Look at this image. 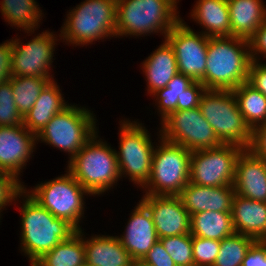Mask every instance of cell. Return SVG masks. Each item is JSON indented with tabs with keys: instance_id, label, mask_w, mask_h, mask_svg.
I'll list each match as a JSON object with an SVG mask.
<instances>
[{
	"instance_id": "cell-35",
	"label": "cell",
	"mask_w": 266,
	"mask_h": 266,
	"mask_svg": "<svg viewBox=\"0 0 266 266\" xmlns=\"http://www.w3.org/2000/svg\"><path fill=\"white\" fill-rule=\"evenodd\" d=\"M221 241L192 236L194 266H213Z\"/></svg>"
},
{
	"instance_id": "cell-30",
	"label": "cell",
	"mask_w": 266,
	"mask_h": 266,
	"mask_svg": "<svg viewBox=\"0 0 266 266\" xmlns=\"http://www.w3.org/2000/svg\"><path fill=\"white\" fill-rule=\"evenodd\" d=\"M9 81L12 84L17 110L24 117L50 80L40 77L11 76Z\"/></svg>"
},
{
	"instance_id": "cell-29",
	"label": "cell",
	"mask_w": 266,
	"mask_h": 266,
	"mask_svg": "<svg viewBox=\"0 0 266 266\" xmlns=\"http://www.w3.org/2000/svg\"><path fill=\"white\" fill-rule=\"evenodd\" d=\"M36 3L35 0H2L1 12L11 26L22 28L27 33L34 32L42 18V11Z\"/></svg>"
},
{
	"instance_id": "cell-9",
	"label": "cell",
	"mask_w": 266,
	"mask_h": 266,
	"mask_svg": "<svg viewBox=\"0 0 266 266\" xmlns=\"http://www.w3.org/2000/svg\"><path fill=\"white\" fill-rule=\"evenodd\" d=\"M31 190L30 196L57 218L64 219L80 230L84 214V193H90L68 171L65 176L41 183Z\"/></svg>"
},
{
	"instance_id": "cell-25",
	"label": "cell",
	"mask_w": 266,
	"mask_h": 266,
	"mask_svg": "<svg viewBox=\"0 0 266 266\" xmlns=\"http://www.w3.org/2000/svg\"><path fill=\"white\" fill-rule=\"evenodd\" d=\"M191 17L203 25L207 37H230L231 24L227 0H198Z\"/></svg>"
},
{
	"instance_id": "cell-3",
	"label": "cell",
	"mask_w": 266,
	"mask_h": 266,
	"mask_svg": "<svg viewBox=\"0 0 266 266\" xmlns=\"http://www.w3.org/2000/svg\"><path fill=\"white\" fill-rule=\"evenodd\" d=\"M177 0H117L115 36L167 33L181 20Z\"/></svg>"
},
{
	"instance_id": "cell-2",
	"label": "cell",
	"mask_w": 266,
	"mask_h": 266,
	"mask_svg": "<svg viewBox=\"0 0 266 266\" xmlns=\"http://www.w3.org/2000/svg\"><path fill=\"white\" fill-rule=\"evenodd\" d=\"M26 196L21 206V247L32 266L58 243L68 240L77 229L68 221L52 215L28 193Z\"/></svg>"
},
{
	"instance_id": "cell-1",
	"label": "cell",
	"mask_w": 266,
	"mask_h": 266,
	"mask_svg": "<svg viewBox=\"0 0 266 266\" xmlns=\"http://www.w3.org/2000/svg\"><path fill=\"white\" fill-rule=\"evenodd\" d=\"M251 61L248 40L234 36L210 37L201 83L206 90H234L248 81Z\"/></svg>"
},
{
	"instance_id": "cell-14",
	"label": "cell",
	"mask_w": 266,
	"mask_h": 266,
	"mask_svg": "<svg viewBox=\"0 0 266 266\" xmlns=\"http://www.w3.org/2000/svg\"><path fill=\"white\" fill-rule=\"evenodd\" d=\"M54 38L52 32L46 31L25 45H21L19 39L12 40L11 76L40 77L51 81L53 78L48 71L53 62Z\"/></svg>"
},
{
	"instance_id": "cell-33",
	"label": "cell",
	"mask_w": 266,
	"mask_h": 266,
	"mask_svg": "<svg viewBox=\"0 0 266 266\" xmlns=\"http://www.w3.org/2000/svg\"><path fill=\"white\" fill-rule=\"evenodd\" d=\"M176 266H194L192 235L183 234L159 239Z\"/></svg>"
},
{
	"instance_id": "cell-28",
	"label": "cell",
	"mask_w": 266,
	"mask_h": 266,
	"mask_svg": "<svg viewBox=\"0 0 266 266\" xmlns=\"http://www.w3.org/2000/svg\"><path fill=\"white\" fill-rule=\"evenodd\" d=\"M232 92L236 97L239 111L252 131L266 123V97L259 90L247 81Z\"/></svg>"
},
{
	"instance_id": "cell-22",
	"label": "cell",
	"mask_w": 266,
	"mask_h": 266,
	"mask_svg": "<svg viewBox=\"0 0 266 266\" xmlns=\"http://www.w3.org/2000/svg\"><path fill=\"white\" fill-rule=\"evenodd\" d=\"M53 80L49 81L40 92L32 108L23 117V125L37 135L46 124L69 104L63 100L59 86Z\"/></svg>"
},
{
	"instance_id": "cell-34",
	"label": "cell",
	"mask_w": 266,
	"mask_h": 266,
	"mask_svg": "<svg viewBox=\"0 0 266 266\" xmlns=\"http://www.w3.org/2000/svg\"><path fill=\"white\" fill-rule=\"evenodd\" d=\"M23 125V117L18 112L12 84L8 80L0 84V127Z\"/></svg>"
},
{
	"instance_id": "cell-16",
	"label": "cell",
	"mask_w": 266,
	"mask_h": 266,
	"mask_svg": "<svg viewBox=\"0 0 266 266\" xmlns=\"http://www.w3.org/2000/svg\"><path fill=\"white\" fill-rule=\"evenodd\" d=\"M36 135L24 125L0 127V170L18 179L26 161L30 159Z\"/></svg>"
},
{
	"instance_id": "cell-11",
	"label": "cell",
	"mask_w": 266,
	"mask_h": 266,
	"mask_svg": "<svg viewBox=\"0 0 266 266\" xmlns=\"http://www.w3.org/2000/svg\"><path fill=\"white\" fill-rule=\"evenodd\" d=\"M243 150L237 145L222 144L191 151L189 182L210 187L233 185L237 158Z\"/></svg>"
},
{
	"instance_id": "cell-32",
	"label": "cell",
	"mask_w": 266,
	"mask_h": 266,
	"mask_svg": "<svg viewBox=\"0 0 266 266\" xmlns=\"http://www.w3.org/2000/svg\"><path fill=\"white\" fill-rule=\"evenodd\" d=\"M194 81L181 73H177L163 89L153 93L157 96L162 119L170 112L177 110L178 95H181Z\"/></svg>"
},
{
	"instance_id": "cell-13",
	"label": "cell",
	"mask_w": 266,
	"mask_h": 266,
	"mask_svg": "<svg viewBox=\"0 0 266 266\" xmlns=\"http://www.w3.org/2000/svg\"><path fill=\"white\" fill-rule=\"evenodd\" d=\"M177 60L178 73L201 82L205 76L209 37L200 35L180 20L166 35Z\"/></svg>"
},
{
	"instance_id": "cell-27",
	"label": "cell",
	"mask_w": 266,
	"mask_h": 266,
	"mask_svg": "<svg viewBox=\"0 0 266 266\" xmlns=\"http://www.w3.org/2000/svg\"><path fill=\"white\" fill-rule=\"evenodd\" d=\"M82 236V230H77L68 240L58 243L32 266H83L86 261Z\"/></svg>"
},
{
	"instance_id": "cell-42",
	"label": "cell",
	"mask_w": 266,
	"mask_h": 266,
	"mask_svg": "<svg viewBox=\"0 0 266 266\" xmlns=\"http://www.w3.org/2000/svg\"><path fill=\"white\" fill-rule=\"evenodd\" d=\"M249 149L266 162V123L257 126L252 131V142Z\"/></svg>"
},
{
	"instance_id": "cell-5",
	"label": "cell",
	"mask_w": 266,
	"mask_h": 266,
	"mask_svg": "<svg viewBox=\"0 0 266 266\" xmlns=\"http://www.w3.org/2000/svg\"><path fill=\"white\" fill-rule=\"evenodd\" d=\"M199 108L222 144H233L249 149L252 130L239 111L232 90H205Z\"/></svg>"
},
{
	"instance_id": "cell-38",
	"label": "cell",
	"mask_w": 266,
	"mask_h": 266,
	"mask_svg": "<svg viewBox=\"0 0 266 266\" xmlns=\"http://www.w3.org/2000/svg\"><path fill=\"white\" fill-rule=\"evenodd\" d=\"M142 260L153 266H176L160 240L152 246Z\"/></svg>"
},
{
	"instance_id": "cell-20",
	"label": "cell",
	"mask_w": 266,
	"mask_h": 266,
	"mask_svg": "<svg viewBox=\"0 0 266 266\" xmlns=\"http://www.w3.org/2000/svg\"><path fill=\"white\" fill-rule=\"evenodd\" d=\"M231 216L235 233L266 240V202L256 201L235 194Z\"/></svg>"
},
{
	"instance_id": "cell-4",
	"label": "cell",
	"mask_w": 266,
	"mask_h": 266,
	"mask_svg": "<svg viewBox=\"0 0 266 266\" xmlns=\"http://www.w3.org/2000/svg\"><path fill=\"white\" fill-rule=\"evenodd\" d=\"M97 137L95 133L70 159L67 169L91 195L105 192L120 178L116 151Z\"/></svg>"
},
{
	"instance_id": "cell-15",
	"label": "cell",
	"mask_w": 266,
	"mask_h": 266,
	"mask_svg": "<svg viewBox=\"0 0 266 266\" xmlns=\"http://www.w3.org/2000/svg\"><path fill=\"white\" fill-rule=\"evenodd\" d=\"M141 202L152 215L159 239L190 233L191 216L178 196L144 195Z\"/></svg>"
},
{
	"instance_id": "cell-17",
	"label": "cell",
	"mask_w": 266,
	"mask_h": 266,
	"mask_svg": "<svg viewBox=\"0 0 266 266\" xmlns=\"http://www.w3.org/2000/svg\"><path fill=\"white\" fill-rule=\"evenodd\" d=\"M233 186L241 197L266 202V162L244 149L237 158Z\"/></svg>"
},
{
	"instance_id": "cell-10",
	"label": "cell",
	"mask_w": 266,
	"mask_h": 266,
	"mask_svg": "<svg viewBox=\"0 0 266 266\" xmlns=\"http://www.w3.org/2000/svg\"><path fill=\"white\" fill-rule=\"evenodd\" d=\"M120 131V152H116L120 177L126 174L143 188L151 175L154 152L149 133L141 124L130 121H124Z\"/></svg>"
},
{
	"instance_id": "cell-39",
	"label": "cell",
	"mask_w": 266,
	"mask_h": 266,
	"mask_svg": "<svg viewBox=\"0 0 266 266\" xmlns=\"http://www.w3.org/2000/svg\"><path fill=\"white\" fill-rule=\"evenodd\" d=\"M242 266H266V243L256 241L246 253Z\"/></svg>"
},
{
	"instance_id": "cell-6",
	"label": "cell",
	"mask_w": 266,
	"mask_h": 266,
	"mask_svg": "<svg viewBox=\"0 0 266 266\" xmlns=\"http://www.w3.org/2000/svg\"><path fill=\"white\" fill-rule=\"evenodd\" d=\"M116 14L117 0H85L67 14L61 39L63 36L71 44L86 45L109 35L113 37Z\"/></svg>"
},
{
	"instance_id": "cell-24",
	"label": "cell",
	"mask_w": 266,
	"mask_h": 266,
	"mask_svg": "<svg viewBox=\"0 0 266 266\" xmlns=\"http://www.w3.org/2000/svg\"><path fill=\"white\" fill-rule=\"evenodd\" d=\"M143 72L147 76L148 92L153 94L163 89L178 73L174 50L165 39L164 43L143 62Z\"/></svg>"
},
{
	"instance_id": "cell-40",
	"label": "cell",
	"mask_w": 266,
	"mask_h": 266,
	"mask_svg": "<svg viewBox=\"0 0 266 266\" xmlns=\"http://www.w3.org/2000/svg\"><path fill=\"white\" fill-rule=\"evenodd\" d=\"M251 61L248 82L266 97V64Z\"/></svg>"
},
{
	"instance_id": "cell-41",
	"label": "cell",
	"mask_w": 266,
	"mask_h": 266,
	"mask_svg": "<svg viewBox=\"0 0 266 266\" xmlns=\"http://www.w3.org/2000/svg\"><path fill=\"white\" fill-rule=\"evenodd\" d=\"M12 40L0 45V84L11 78Z\"/></svg>"
},
{
	"instance_id": "cell-23",
	"label": "cell",
	"mask_w": 266,
	"mask_h": 266,
	"mask_svg": "<svg viewBox=\"0 0 266 266\" xmlns=\"http://www.w3.org/2000/svg\"><path fill=\"white\" fill-rule=\"evenodd\" d=\"M261 0H227L231 36L249 40L266 19Z\"/></svg>"
},
{
	"instance_id": "cell-36",
	"label": "cell",
	"mask_w": 266,
	"mask_h": 266,
	"mask_svg": "<svg viewBox=\"0 0 266 266\" xmlns=\"http://www.w3.org/2000/svg\"><path fill=\"white\" fill-rule=\"evenodd\" d=\"M23 186L15 176L0 170V211L12 200L28 192Z\"/></svg>"
},
{
	"instance_id": "cell-8",
	"label": "cell",
	"mask_w": 266,
	"mask_h": 266,
	"mask_svg": "<svg viewBox=\"0 0 266 266\" xmlns=\"http://www.w3.org/2000/svg\"><path fill=\"white\" fill-rule=\"evenodd\" d=\"M93 114L85 108L68 105L36 135V140L64 150L72 159L96 132Z\"/></svg>"
},
{
	"instance_id": "cell-12",
	"label": "cell",
	"mask_w": 266,
	"mask_h": 266,
	"mask_svg": "<svg viewBox=\"0 0 266 266\" xmlns=\"http://www.w3.org/2000/svg\"><path fill=\"white\" fill-rule=\"evenodd\" d=\"M160 138L187 150L216 148L222 145L200 108L175 110L162 119Z\"/></svg>"
},
{
	"instance_id": "cell-18",
	"label": "cell",
	"mask_w": 266,
	"mask_h": 266,
	"mask_svg": "<svg viewBox=\"0 0 266 266\" xmlns=\"http://www.w3.org/2000/svg\"><path fill=\"white\" fill-rule=\"evenodd\" d=\"M235 194L233 185L210 187L189 182L178 197L191 216L203 211L231 212Z\"/></svg>"
},
{
	"instance_id": "cell-44",
	"label": "cell",
	"mask_w": 266,
	"mask_h": 266,
	"mask_svg": "<svg viewBox=\"0 0 266 266\" xmlns=\"http://www.w3.org/2000/svg\"><path fill=\"white\" fill-rule=\"evenodd\" d=\"M132 266H153L142 259L134 260Z\"/></svg>"
},
{
	"instance_id": "cell-37",
	"label": "cell",
	"mask_w": 266,
	"mask_h": 266,
	"mask_svg": "<svg viewBox=\"0 0 266 266\" xmlns=\"http://www.w3.org/2000/svg\"><path fill=\"white\" fill-rule=\"evenodd\" d=\"M206 88L201 82H194L181 95H178L177 110H189L199 107L201 95Z\"/></svg>"
},
{
	"instance_id": "cell-26",
	"label": "cell",
	"mask_w": 266,
	"mask_h": 266,
	"mask_svg": "<svg viewBox=\"0 0 266 266\" xmlns=\"http://www.w3.org/2000/svg\"><path fill=\"white\" fill-rule=\"evenodd\" d=\"M190 234L205 239H222L235 233L231 212L203 211L191 215Z\"/></svg>"
},
{
	"instance_id": "cell-21",
	"label": "cell",
	"mask_w": 266,
	"mask_h": 266,
	"mask_svg": "<svg viewBox=\"0 0 266 266\" xmlns=\"http://www.w3.org/2000/svg\"><path fill=\"white\" fill-rule=\"evenodd\" d=\"M84 242L85 261L90 266H132L133 259L118 236H96Z\"/></svg>"
},
{
	"instance_id": "cell-19",
	"label": "cell",
	"mask_w": 266,
	"mask_h": 266,
	"mask_svg": "<svg viewBox=\"0 0 266 266\" xmlns=\"http://www.w3.org/2000/svg\"><path fill=\"white\" fill-rule=\"evenodd\" d=\"M124 234L118 238L133 260L143 259L159 240L152 215L142 202L134 209Z\"/></svg>"
},
{
	"instance_id": "cell-7",
	"label": "cell",
	"mask_w": 266,
	"mask_h": 266,
	"mask_svg": "<svg viewBox=\"0 0 266 266\" xmlns=\"http://www.w3.org/2000/svg\"><path fill=\"white\" fill-rule=\"evenodd\" d=\"M160 140L161 145L153 152L145 195L178 196L189 183L191 151L163 138Z\"/></svg>"
},
{
	"instance_id": "cell-43",
	"label": "cell",
	"mask_w": 266,
	"mask_h": 266,
	"mask_svg": "<svg viewBox=\"0 0 266 266\" xmlns=\"http://www.w3.org/2000/svg\"><path fill=\"white\" fill-rule=\"evenodd\" d=\"M248 41L252 61L257 62V56L255 55L259 53L263 54L266 58V19Z\"/></svg>"
},
{
	"instance_id": "cell-31",
	"label": "cell",
	"mask_w": 266,
	"mask_h": 266,
	"mask_svg": "<svg viewBox=\"0 0 266 266\" xmlns=\"http://www.w3.org/2000/svg\"><path fill=\"white\" fill-rule=\"evenodd\" d=\"M255 242L252 237L240 233L222 239L213 266H242L246 253Z\"/></svg>"
}]
</instances>
